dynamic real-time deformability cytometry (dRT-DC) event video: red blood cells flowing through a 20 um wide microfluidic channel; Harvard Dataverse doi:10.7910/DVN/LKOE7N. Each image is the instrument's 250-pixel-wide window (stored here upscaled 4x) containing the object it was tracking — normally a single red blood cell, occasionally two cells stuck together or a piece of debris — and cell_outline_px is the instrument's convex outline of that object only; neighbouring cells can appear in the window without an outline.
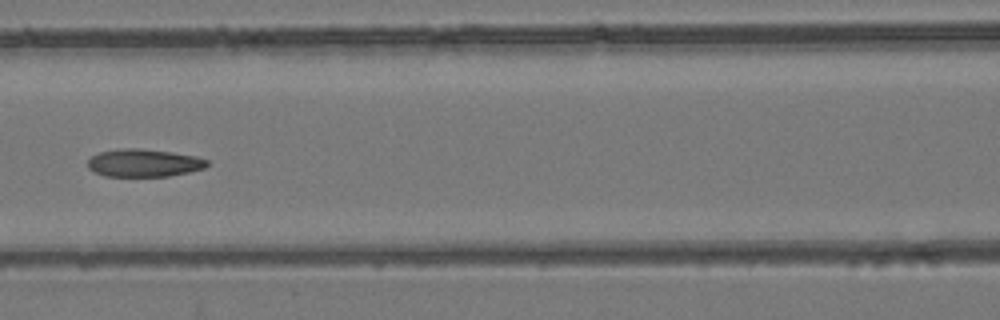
{"species": "common noctule bat (a hibernating species)", "species_latin": "Nyctalus noctula", "temperature_condition": "room temperature", "stored_images_in_passage": 7, "camera_frame_rate_fps": 3000, "um_per_image_px": 0.085, "animal": {"sex": "female", "body_mass_g": 24.6, "forearm_length_mm": 56.2}, "frame": {"image": 1, "passage_image": 6, "time_ms": 5.667, "image_size_px": [1000, 320], "cell_outline_px": [[208, 164], [204, 168], [188, 172], [168, 176], [104, 176], [88, 168], [88, 160], [92, 156], [100, 152], [120, 148], [140, 148], [172, 152], [196, 156], [208, 160]], "centroid_in_image_um": [12.23, 13.84], "position_along_channel_um": 154.4, "area_um2": 19.25}}
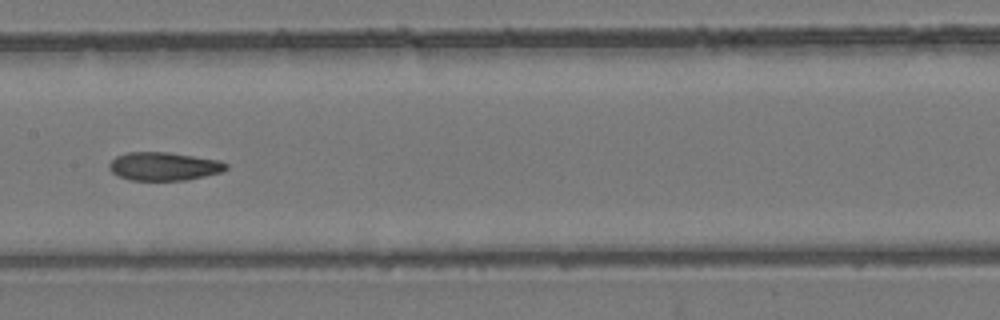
{"frame": {"image": 2, "passage_image": 7, "time_ms": 6.667, "image_size_px": [1000, 320], "cell_outline_px": [[228, 168], [220, 172], [188, 180], [132, 180], [116, 176], [108, 168], [108, 164], [116, 156], [128, 152], [168, 152], [220, 160], [228, 164]], "centroid_in_image_um": [13.91, 14.14], "position_along_channel_um": 193.5, "area_um2": 19.36}}